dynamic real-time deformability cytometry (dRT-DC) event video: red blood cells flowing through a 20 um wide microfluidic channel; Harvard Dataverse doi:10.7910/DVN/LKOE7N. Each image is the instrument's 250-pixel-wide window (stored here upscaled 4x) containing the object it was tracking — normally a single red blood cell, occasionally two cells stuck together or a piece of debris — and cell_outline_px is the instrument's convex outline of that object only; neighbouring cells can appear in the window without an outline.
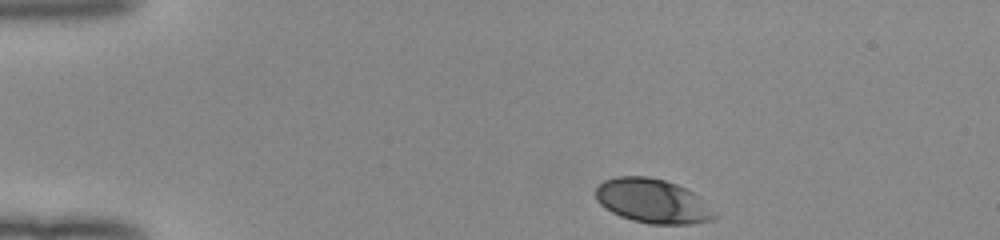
{"species": "human", "species_latin": "Homo sapiens", "temperature_condition": "room temperature", "stored_images_in_passage": 37, "camera_frame_rate_fps": 3000, "um_per_image_px": 0.085, "donor": {"sex": "female"}, "frame": {"image": 1, "passage_image": 1, "time_ms": 0.0, "image_size_px": [1000, 240], "cell_outline_px": [[696, 220], [676, 224], [664, 224], [636, 220], [624, 216], [608, 208], [596, 196], [596, 192], [600, 184], [608, 180], [628, 176], [636, 176], [660, 180], [672, 184], [680, 188]], "centroid_in_image_um": [54.89, 17.01], "position_along_channel_um": 30.1, "area_um2": 24.51}}
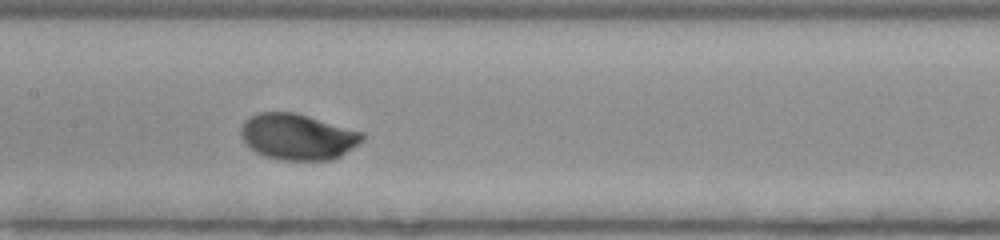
{"frame": {"image": 2, "passage_image": 18, "time_ms": 5.667, "image_size_px": [1000, 240], "cell_outline_px": [[360, 136], [352, 144], [336, 156], [276, 156], [264, 152], [256, 148], [248, 140], [244, 132], [244, 128], [256, 116], [272, 112], [284, 112], [300, 116]], "centroid_in_image_um": [25.18, 11.57], "position_along_channel_um": 182.2, "area_um2": 26.07}}
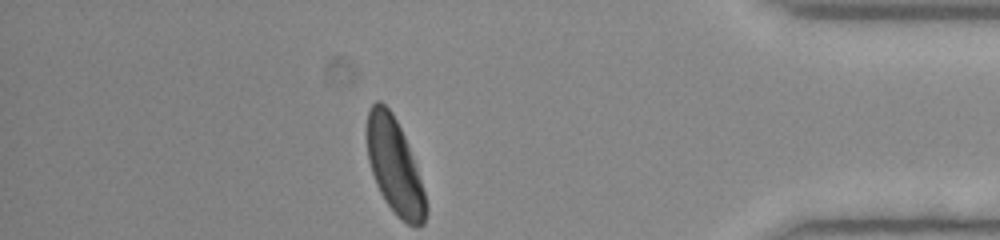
{"frame": {"image": 3, "passage_image": 37, "time_ms": 12.0, "image_size_px": [1000, 240], "cell_outline_px": [[424, 220], [420, 224], [412, 224], [404, 220], [392, 208], [384, 196], [376, 180], [372, 168], [368, 152], [368, 116], [372, 104], [384, 104], [388, 108], [404, 140], [420, 184], [424, 196]], "centroid_in_image_um": [33.49, 14.1], "position_along_channel_um": 401.7, "area_um2": 29.13}, "authors_computed_cell_mechanics": {"area_um2": 26.4146, "velocity_mm_per_s": 3.9972, "shape_relaxation_time_tau1_ms": 1.4326, "shape_relaxation_time_tau2_ms": null, "deformation_change_tau1": 0.1204, "deformation_change_tau2": null}}